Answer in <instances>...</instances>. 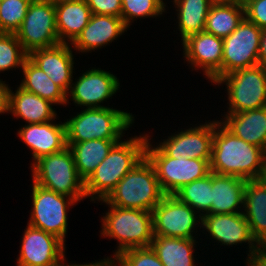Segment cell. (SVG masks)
<instances>
[{"instance_id": "obj_1", "label": "cell", "mask_w": 266, "mask_h": 266, "mask_svg": "<svg viewBox=\"0 0 266 266\" xmlns=\"http://www.w3.org/2000/svg\"><path fill=\"white\" fill-rule=\"evenodd\" d=\"M266 151L245 142L230 132L221 121H215L210 171L246 180L260 179Z\"/></svg>"}, {"instance_id": "obj_2", "label": "cell", "mask_w": 266, "mask_h": 266, "mask_svg": "<svg viewBox=\"0 0 266 266\" xmlns=\"http://www.w3.org/2000/svg\"><path fill=\"white\" fill-rule=\"evenodd\" d=\"M148 134L116 143L106 158L84 181L86 197L103 200L118 182L145 156Z\"/></svg>"}, {"instance_id": "obj_3", "label": "cell", "mask_w": 266, "mask_h": 266, "mask_svg": "<svg viewBox=\"0 0 266 266\" xmlns=\"http://www.w3.org/2000/svg\"><path fill=\"white\" fill-rule=\"evenodd\" d=\"M165 194L162 192L152 163L144 156L100 201L119 208L153 211Z\"/></svg>"}, {"instance_id": "obj_4", "label": "cell", "mask_w": 266, "mask_h": 266, "mask_svg": "<svg viewBox=\"0 0 266 266\" xmlns=\"http://www.w3.org/2000/svg\"><path fill=\"white\" fill-rule=\"evenodd\" d=\"M133 119L132 114L113 107L86 108L65 122L66 143L93 139L121 140L123 131H127Z\"/></svg>"}, {"instance_id": "obj_5", "label": "cell", "mask_w": 266, "mask_h": 266, "mask_svg": "<svg viewBox=\"0 0 266 266\" xmlns=\"http://www.w3.org/2000/svg\"><path fill=\"white\" fill-rule=\"evenodd\" d=\"M109 206L111 209L101 221V234L119 242L112 259L127 249L151 246L154 237L151 211Z\"/></svg>"}, {"instance_id": "obj_6", "label": "cell", "mask_w": 266, "mask_h": 266, "mask_svg": "<svg viewBox=\"0 0 266 266\" xmlns=\"http://www.w3.org/2000/svg\"><path fill=\"white\" fill-rule=\"evenodd\" d=\"M33 182L43 188L72 197L86 198L84 180L79 176L71 149L41 157L31 164Z\"/></svg>"}, {"instance_id": "obj_7", "label": "cell", "mask_w": 266, "mask_h": 266, "mask_svg": "<svg viewBox=\"0 0 266 266\" xmlns=\"http://www.w3.org/2000/svg\"><path fill=\"white\" fill-rule=\"evenodd\" d=\"M145 156L154 166L158 182L165 195H173L182 186L208 175L210 163L195 158L169 157L159 146L147 140Z\"/></svg>"}, {"instance_id": "obj_8", "label": "cell", "mask_w": 266, "mask_h": 266, "mask_svg": "<svg viewBox=\"0 0 266 266\" xmlns=\"http://www.w3.org/2000/svg\"><path fill=\"white\" fill-rule=\"evenodd\" d=\"M227 85V114L259 109L266 106V68L257 65L222 76L215 84Z\"/></svg>"}, {"instance_id": "obj_9", "label": "cell", "mask_w": 266, "mask_h": 266, "mask_svg": "<svg viewBox=\"0 0 266 266\" xmlns=\"http://www.w3.org/2000/svg\"><path fill=\"white\" fill-rule=\"evenodd\" d=\"M15 35L28 55L59 44L55 4L48 0H32Z\"/></svg>"}, {"instance_id": "obj_10", "label": "cell", "mask_w": 266, "mask_h": 266, "mask_svg": "<svg viewBox=\"0 0 266 266\" xmlns=\"http://www.w3.org/2000/svg\"><path fill=\"white\" fill-rule=\"evenodd\" d=\"M32 212L29 225L44 230L59 238L65 244L67 234V210L77 201L67 195L59 194L32 184Z\"/></svg>"}, {"instance_id": "obj_11", "label": "cell", "mask_w": 266, "mask_h": 266, "mask_svg": "<svg viewBox=\"0 0 266 266\" xmlns=\"http://www.w3.org/2000/svg\"><path fill=\"white\" fill-rule=\"evenodd\" d=\"M261 33L262 29L244 17L223 39L222 76L259 65Z\"/></svg>"}, {"instance_id": "obj_12", "label": "cell", "mask_w": 266, "mask_h": 266, "mask_svg": "<svg viewBox=\"0 0 266 266\" xmlns=\"http://www.w3.org/2000/svg\"><path fill=\"white\" fill-rule=\"evenodd\" d=\"M196 212L175 195H164L152 211L153 235L195 239L192 232L198 222H202Z\"/></svg>"}, {"instance_id": "obj_13", "label": "cell", "mask_w": 266, "mask_h": 266, "mask_svg": "<svg viewBox=\"0 0 266 266\" xmlns=\"http://www.w3.org/2000/svg\"><path fill=\"white\" fill-rule=\"evenodd\" d=\"M182 45L183 57L192 67L203 69L211 83H216L222 77V38L202 31L189 36Z\"/></svg>"}, {"instance_id": "obj_14", "label": "cell", "mask_w": 266, "mask_h": 266, "mask_svg": "<svg viewBox=\"0 0 266 266\" xmlns=\"http://www.w3.org/2000/svg\"><path fill=\"white\" fill-rule=\"evenodd\" d=\"M215 121L171 135L158 146L169 157L195 158L210 163Z\"/></svg>"}, {"instance_id": "obj_15", "label": "cell", "mask_w": 266, "mask_h": 266, "mask_svg": "<svg viewBox=\"0 0 266 266\" xmlns=\"http://www.w3.org/2000/svg\"><path fill=\"white\" fill-rule=\"evenodd\" d=\"M27 225L17 266H50L65 255V244L59 238Z\"/></svg>"}, {"instance_id": "obj_16", "label": "cell", "mask_w": 266, "mask_h": 266, "mask_svg": "<svg viewBox=\"0 0 266 266\" xmlns=\"http://www.w3.org/2000/svg\"><path fill=\"white\" fill-rule=\"evenodd\" d=\"M119 80L110 72L90 69L71 84L70 95L78 106L104 108L100 103L112 97L120 88Z\"/></svg>"}, {"instance_id": "obj_17", "label": "cell", "mask_w": 266, "mask_h": 266, "mask_svg": "<svg viewBox=\"0 0 266 266\" xmlns=\"http://www.w3.org/2000/svg\"><path fill=\"white\" fill-rule=\"evenodd\" d=\"M200 223L210 236L221 245L249 244V254L259 249V244L253 238L248 221L243 212L231 214H204Z\"/></svg>"}, {"instance_id": "obj_18", "label": "cell", "mask_w": 266, "mask_h": 266, "mask_svg": "<svg viewBox=\"0 0 266 266\" xmlns=\"http://www.w3.org/2000/svg\"><path fill=\"white\" fill-rule=\"evenodd\" d=\"M69 43H59L52 47L31 52L28 58L43 70L50 79L67 94L73 82L74 57Z\"/></svg>"}, {"instance_id": "obj_19", "label": "cell", "mask_w": 266, "mask_h": 266, "mask_svg": "<svg viewBox=\"0 0 266 266\" xmlns=\"http://www.w3.org/2000/svg\"><path fill=\"white\" fill-rule=\"evenodd\" d=\"M18 136L32 150L34 162L67 147L64 122L57 124L48 121L28 124L19 130Z\"/></svg>"}, {"instance_id": "obj_20", "label": "cell", "mask_w": 266, "mask_h": 266, "mask_svg": "<svg viewBox=\"0 0 266 266\" xmlns=\"http://www.w3.org/2000/svg\"><path fill=\"white\" fill-rule=\"evenodd\" d=\"M126 29L120 17L92 14L87 26L70 44H73L75 50L87 53L111 43L127 31Z\"/></svg>"}, {"instance_id": "obj_21", "label": "cell", "mask_w": 266, "mask_h": 266, "mask_svg": "<svg viewBox=\"0 0 266 266\" xmlns=\"http://www.w3.org/2000/svg\"><path fill=\"white\" fill-rule=\"evenodd\" d=\"M246 179L212 172L211 212L209 214L240 213L244 202ZM240 204V206H239Z\"/></svg>"}, {"instance_id": "obj_22", "label": "cell", "mask_w": 266, "mask_h": 266, "mask_svg": "<svg viewBox=\"0 0 266 266\" xmlns=\"http://www.w3.org/2000/svg\"><path fill=\"white\" fill-rule=\"evenodd\" d=\"M221 123L238 138L266 151V106L225 115Z\"/></svg>"}, {"instance_id": "obj_23", "label": "cell", "mask_w": 266, "mask_h": 266, "mask_svg": "<svg viewBox=\"0 0 266 266\" xmlns=\"http://www.w3.org/2000/svg\"><path fill=\"white\" fill-rule=\"evenodd\" d=\"M243 208L252 236L260 244L266 238V184L261 179L246 181Z\"/></svg>"}, {"instance_id": "obj_24", "label": "cell", "mask_w": 266, "mask_h": 266, "mask_svg": "<svg viewBox=\"0 0 266 266\" xmlns=\"http://www.w3.org/2000/svg\"><path fill=\"white\" fill-rule=\"evenodd\" d=\"M91 15L86 0L55 4L56 28L60 43H72L87 26Z\"/></svg>"}, {"instance_id": "obj_25", "label": "cell", "mask_w": 266, "mask_h": 266, "mask_svg": "<svg viewBox=\"0 0 266 266\" xmlns=\"http://www.w3.org/2000/svg\"><path fill=\"white\" fill-rule=\"evenodd\" d=\"M16 93L10 91L9 112L15 117L27 121L28 124L44 123L56 119L57 113L52 102L17 87Z\"/></svg>"}, {"instance_id": "obj_26", "label": "cell", "mask_w": 266, "mask_h": 266, "mask_svg": "<svg viewBox=\"0 0 266 266\" xmlns=\"http://www.w3.org/2000/svg\"><path fill=\"white\" fill-rule=\"evenodd\" d=\"M22 70L25 78L19 85L21 88L53 104L66 105L69 103L68 94L29 58L25 60Z\"/></svg>"}, {"instance_id": "obj_27", "label": "cell", "mask_w": 266, "mask_h": 266, "mask_svg": "<svg viewBox=\"0 0 266 266\" xmlns=\"http://www.w3.org/2000/svg\"><path fill=\"white\" fill-rule=\"evenodd\" d=\"M120 140L93 139L81 143H66L71 149L79 176L85 181Z\"/></svg>"}, {"instance_id": "obj_28", "label": "cell", "mask_w": 266, "mask_h": 266, "mask_svg": "<svg viewBox=\"0 0 266 266\" xmlns=\"http://www.w3.org/2000/svg\"><path fill=\"white\" fill-rule=\"evenodd\" d=\"M194 245H196L194 239L160 235H155L151 242L152 249L164 266H196L194 265Z\"/></svg>"}, {"instance_id": "obj_29", "label": "cell", "mask_w": 266, "mask_h": 266, "mask_svg": "<svg viewBox=\"0 0 266 266\" xmlns=\"http://www.w3.org/2000/svg\"><path fill=\"white\" fill-rule=\"evenodd\" d=\"M244 17L243 5L214 2L209 9L204 31L224 39L237 29Z\"/></svg>"}, {"instance_id": "obj_30", "label": "cell", "mask_w": 266, "mask_h": 266, "mask_svg": "<svg viewBox=\"0 0 266 266\" xmlns=\"http://www.w3.org/2000/svg\"><path fill=\"white\" fill-rule=\"evenodd\" d=\"M182 42L204 31L207 15L214 0H174ZM177 6V7H176Z\"/></svg>"}, {"instance_id": "obj_31", "label": "cell", "mask_w": 266, "mask_h": 266, "mask_svg": "<svg viewBox=\"0 0 266 266\" xmlns=\"http://www.w3.org/2000/svg\"><path fill=\"white\" fill-rule=\"evenodd\" d=\"M212 172L205 177L182 186L175 195L180 201L200 212V216L211 212ZM203 212V213H201Z\"/></svg>"}, {"instance_id": "obj_32", "label": "cell", "mask_w": 266, "mask_h": 266, "mask_svg": "<svg viewBox=\"0 0 266 266\" xmlns=\"http://www.w3.org/2000/svg\"><path fill=\"white\" fill-rule=\"evenodd\" d=\"M28 54L15 33H0V72L23 67Z\"/></svg>"}, {"instance_id": "obj_33", "label": "cell", "mask_w": 266, "mask_h": 266, "mask_svg": "<svg viewBox=\"0 0 266 266\" xmlns=\"http://www.w3.org/2000/svg\"><path fill=\"white\" fill-rule=\"evenodd\" d=\"M121 2V18L127 28L134 18L156 17L166 10L163 0H121Z\"/></svg>"}, {"instance_id": "obj_34", "label": "cell", "mask_w": 266, "mask_h": 266, "mask_svg": "<svg viewBox=\"0 0 266 266\" xmlns=\"http://www.w3.org/2000/svg\"><path fill=\"white\" fill-rule=\"evenodd\" d=\"M32 0H2L0 3V33H16Z\"/></svg>"}, {"instance_id": "obj_35", "label": "cell", "mask_w": 266, "mask_h": 266, "mask_svg": "<svg viewBox=\"0 0 266 266\" xmlns=\"http://www.w3.org/2000/svg\"><path fill=\"white\" fill-rule=\"evenodd\" d=\"M114 260L118 266H164L151 246L127 249Z\"/></svg>"}, {"instance_id": "obj_36", "label": "cell", "mask_w": 266, "mask_h": 266, "mask_svg": "<svg viewBox=\"0 0 266 266\" xmlns=\"http://www.w3.org/2000/svg\"><path fill=\"white\" fill-rule=\"evenodd\" d=\"M243 6L245 18L260 29H266V0H246Z\"/></svg>"}, {"instance_id": "obj_37", "label": "cell", "mask_w": 266, "mask_h": 266, "mask_svg": "<svg viewBox=\"0 0 266 266\" xmlns=\"http://www.w3.org/2000/svg\"><path fill=\"white\" fill-rule=\"evenodd\" d=\"M92 14L111 15L121 18L122 2L121 0H86Z\"/></svg>"}, {"instance_id": "obj_38", "label": "cell", "mask_w": 266, "mask_h": 266, "mask_svg": "<svg viewBox=\"0 0 266 266\" xmlns=\"http://www.w3.org/2000/svg\"><path fill=\"white\" fill-rule=\"evenodd\" d=\"M10 91L8 84L0 79V114L9 113Z\"/></svg>"}, {"instance_id": "obj_39", "label": "cell", "mask_w": 266, "mask_h": 266, "mask_svg": "<svg viewBox=\"0 0 266 266\" xmlns=\"http://www.w3.org/2000/svg\"><path fill=\"white\" fill-rule=\"evenodd\" d=\"M248 256L246 259L248 266H266V252L258 249Z\"/></svg>"}, {"instance_id": "obj_40", "label": "cell", "mask_w": 266, "mask_h": 266, "mask_svg": "<svg viewBox=\"0 0 266 266\" xmlns=\"http://www.w3.org/2000/svg\"><path fill=\"white\" fill-rule=\"evenodd\" d=\"M259 65L266 68V29L262 30L261 33Z\"/></svg>"}, {"instance_id": "obj_41", "label": "cell", "mask_w": 266, "mask_h": 266, "mask_svg": "<svg viewBox=\"0 0 266 266\" xmlns=\"http://www.w3.org/2000/svg\"><path fill=\"white\" fill-rule=\"evenodd\" d=\"M83 266H118L116 261L112 258H108L107 259H103L101 261H97L95 263H88V264H84Z\"/></svg>"}, {"instance_id": "obj_42", "label": "cell", "mask_w": 266, "mask_h": 266, "mask_svg": "<svg viewBox=\"0 0 266 266\" xmlns=\"http://www.w3.org/2000/svg\"><path fill=\"white\" fill-rule=\"evenodd\" d=\"M64 260H65V255L62 258H60L57 262L51 264L50 266H83L84 265V264H81V265H79V264L65 265L66 263H63V262H65Z\"/></svg>"}, {"instance_id": "obj_43", "label": "cell", "mask_w": 266, "mask_h": 266, "mask_svg": "<svg viewBox=\"0 0 266 266\" xmlns=\"http://www.w3.org/2000/svg\"><path fill=\"white\" fill-rule=\"evenodd\" d=\"M246 0H214V2H219V3H236V4H241L243 5Z\"/></svg>"}, {"instance_id": "obj_44", "label": "cell", "mask_w": 266, "mask_h": 266, "mask_svg": "<svg viewBox=\"0 0 266 266\" xmlns=\"http://www.w3.org/2000/svg\"><path fill=\"white\" fill-rule=\"evenodd\" d=\"M260 179L266 184V155H265L263 171H262Z\"/></svg>"}, {"instance_id": "obj_45", "label": "cell", "mask_w": 266, "mask_h": 266, "mask_svg": "<svg viewBox=\"0 0 266 266\" xmlns=\"http://www.w3.org/2000/svg\"><path fill=\"white\" fill-rule=\"evenodd\" d=\"M259 249L266 252V238L259 244Z\"/></svg>"}, {"instance_id": "obj_46", "label": "cell", "mask_w": 266, "mask_h": 266, "mask_svg": "<svg viewBox=\"0 0 266 266\" xmlns=\"http://www.w3.org/2000/svg\"><path fill=\"white\" fill-rule=\"evenodd\" d=\"M51 1L53 4H58L61 2H69V1H77V0H48Z\"/></svg>"}]
</instances>
